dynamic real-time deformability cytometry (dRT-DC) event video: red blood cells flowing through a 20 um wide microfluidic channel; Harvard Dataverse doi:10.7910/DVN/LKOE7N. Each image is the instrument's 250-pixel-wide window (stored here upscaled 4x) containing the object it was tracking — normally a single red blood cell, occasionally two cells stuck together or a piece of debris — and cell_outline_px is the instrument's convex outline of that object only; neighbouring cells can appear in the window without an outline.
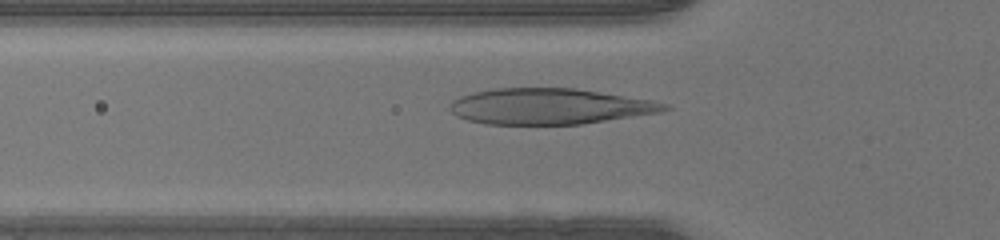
{"species": "human", "species_latin": "Homo sapiens", "temperature_condition": "warm", "stored_images_in_passage": 45, "camera_frame_rate_fps": 3000, "um_per_image_px": 0.085, "donor": {"sex": "male"}, "frame": {"image": 1, "passage_image": 14, "time_ms": 4.333, "image_size_px": [1000, 240], "cell_outline_px": [[672, 108], [660, 112], [580, 124], [484, 124], [468, 120], [456, 116], [448, 108], [452, 100], [460, 96], [472, 92], [492, 88], [576, 88], [652, 100], [668, 104]], "centroid_in_image_um": [46.67, 9.03], "position_along_channel_um": 79.1, "area_um2": 44.85}}
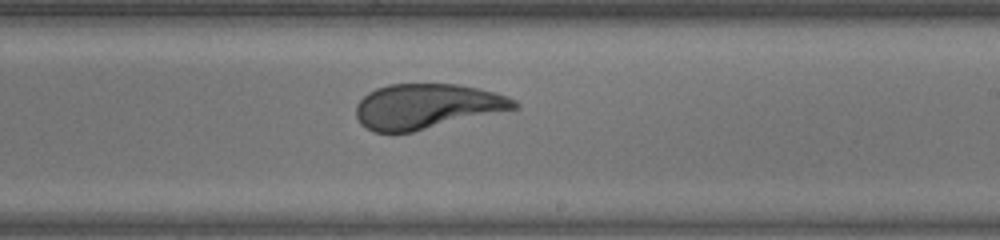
{"frame": {"image": 2, "passage_image": 26, "time_ms": 8.333, "image_size_px": [1000, 240], "cell_outline_px": [[520, 108], [412, 132], [372, 132], [360, 124], [356, 116], [356, 104], [368, 92], [376, 88], [388, 84], [460, 84], [496, 92], [508, 96], [516, 100], [520, 104]], "centroid_in_image_um": [36.3, 9.03], "position_along_channel_um": 252.7, "area_um2": 41.85}}
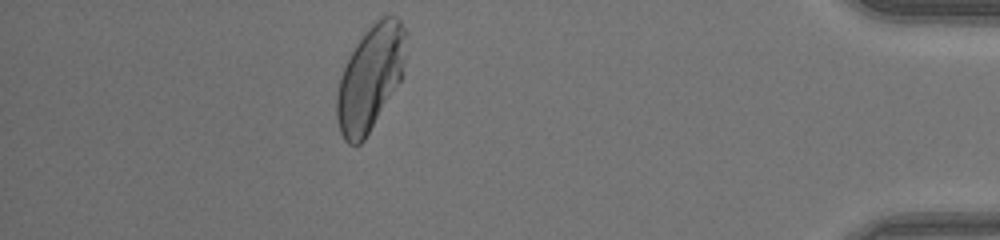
{"frame": {"image": 3, "passage_image": 40, "time_ms": 13.0, "image_size_px": [1000, 240], "cell_outline_px": [[408, 32], [404, 76], [364, 140], [360, 144], [348, 144], [344, 140], [340, 132], [336, 120], [336, 96], [340, 76], [348, 56], [364, 32], [380, 16], [396, 16], [400, 20]], "centroid_in_image_um": [31.5, 6.59], "position_along_channel_um": 403.7, "area_um2": 43.0}}